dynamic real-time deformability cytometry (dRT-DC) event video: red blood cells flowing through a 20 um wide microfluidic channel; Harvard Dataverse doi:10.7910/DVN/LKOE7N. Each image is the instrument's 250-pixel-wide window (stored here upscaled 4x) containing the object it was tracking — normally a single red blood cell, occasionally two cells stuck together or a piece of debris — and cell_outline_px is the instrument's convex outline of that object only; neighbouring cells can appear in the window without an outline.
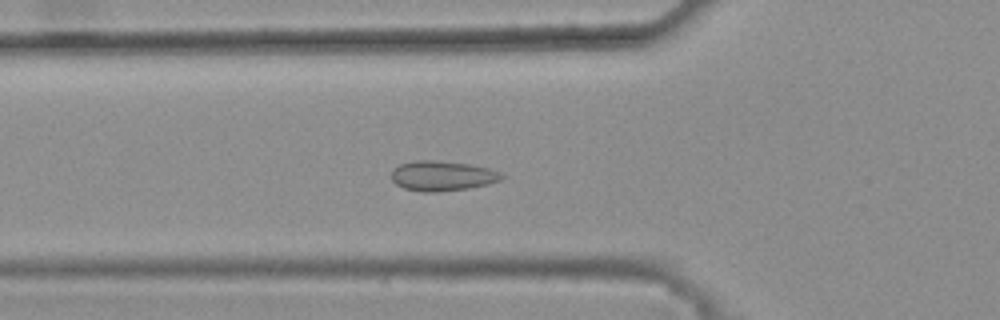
{"species": "common noctule bat (a hibernating species)", "species_latin": "Nyctalus noctula", "temperature_condition": "warm", "stored_images_in_passage": 44, "camera_frame_rate_fps": 3000, "um_per_image_px": 0.085, "animal": {"sex": "female", "body_mass_g": 25.1}, "frame": {"image": 1, "passage_image": 18, "time_ms": 5.667, "image_size_px": [1000, 320], "cell_outline_px": [[508, 176], [500, 180], [488, 184], [468, 188], [436, 192], [424, 192], [404, 188], [396, 184], [392, 180], [392, 172], [400, 164], [416, 160], [432, 160], [468, 164], [488, 168], [500, 172]], "centroid_in_image_um": [37.62, 14.95], "position_along_channel_um": 88.2, "area_um2": 19.13}}
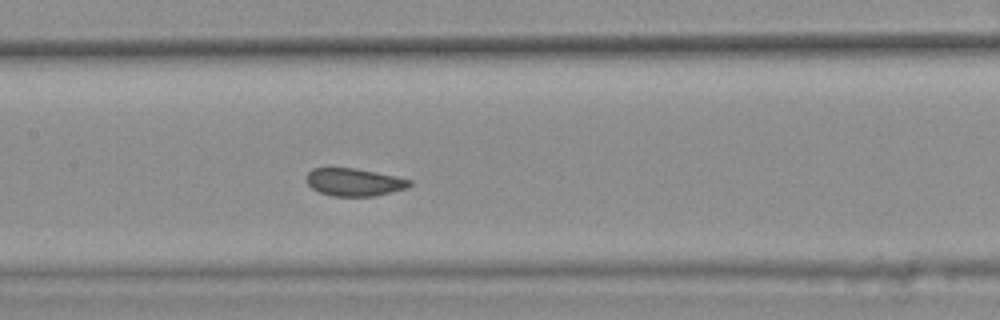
{"frame": {"image": 2, "passage_image": 25, "time_ms": 8.0, "image_size_px": [1000, 320], "cell_outline_px": [[412, 184], [408, 188], [376, 196], [332, 196], [320, 192], [312, 188], [308, 184], [308, 172], [312, 168], [328, 164], [356, 168], [396, 176], [412, 180]], "centroid_in_image_um": [30.08, 15.43], "position_along_channel_um": 177.3, "area_um2": 17.28}}
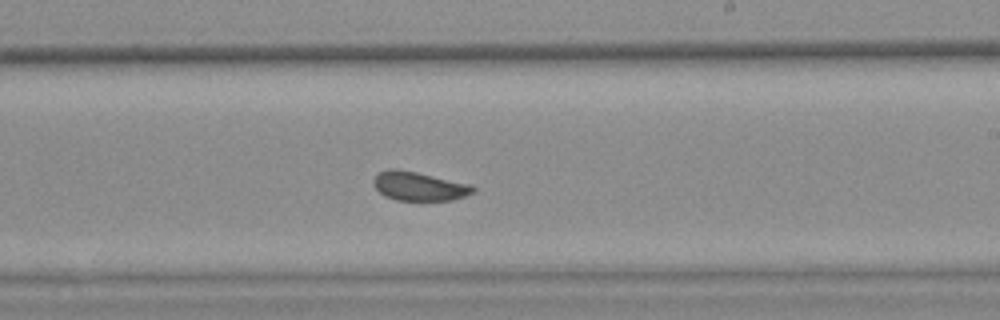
{"frame": {"image": 3, "passage_image": 31, "time_ms": 10.0, "image_size_px": [1000, 320], "cell_outline_px": [[476, 192], [452, 200], [396, 200], [384, 196], [376, 188], [372, 180], [380, 172], [388, 168], [396, 168], [416, 172], [472, 184], [476, 188]], "centroid_in_image_um": [35.64, 15.82], "position_along_channel_um": 253.4, "area_um2": 16.82}, "authors_computed_cell_mechanics": {"area_um2": 17.6868, "velocity_mm_per_s": 3.8146, "shape_relaxation_time_tau1_ms": 6.3487, "shape_relaxation_time_tau2_ms": null, "deformation_change_tau1": 0.0729, "deformation_change_tau2": null}}